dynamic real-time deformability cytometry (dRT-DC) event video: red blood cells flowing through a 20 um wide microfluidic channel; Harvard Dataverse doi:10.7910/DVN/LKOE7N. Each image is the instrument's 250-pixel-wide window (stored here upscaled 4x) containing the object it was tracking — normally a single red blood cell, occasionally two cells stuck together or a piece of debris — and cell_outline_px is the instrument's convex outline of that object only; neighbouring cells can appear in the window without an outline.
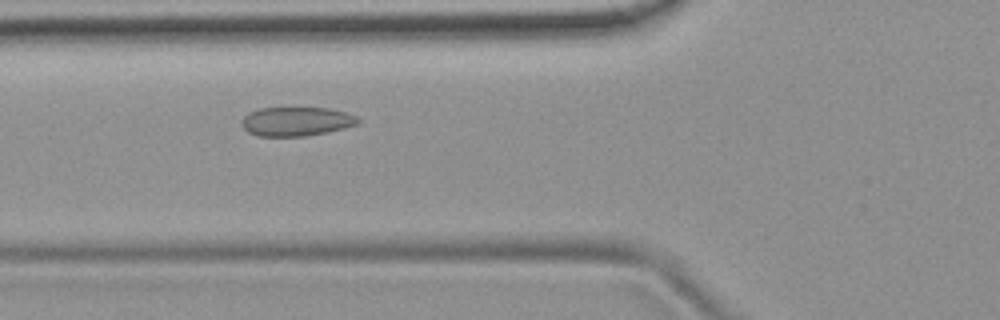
{"species": "common noctule bat (a hibernating species)", "species_latin": "Nyctalus noctula", "temperature_condition": "room temperature", "stored_images_in_passage": 47, "camera_frame_rate_fps": 3000, "um_per_image_px": 0.085, "animal": {"sex": "female", "body_mass_g": 19.9}, "frame": {"image": 1, "passage_image": 14, "time_ms": 4.333, "image_size_px": [1000, 320], "cell_outline_px": [[360, 124], [344, 128], [304, 136], [256, 136], [248, 132], [240, 124], [240, 120], [248, 112], [260, 108], [328, 108], [344, 112], [356, 116], [360, 120]], "centroid_in_image_um": [25.15, 10.32], "position_along_channel_um": 100.7, "area_um2": 19.71}}
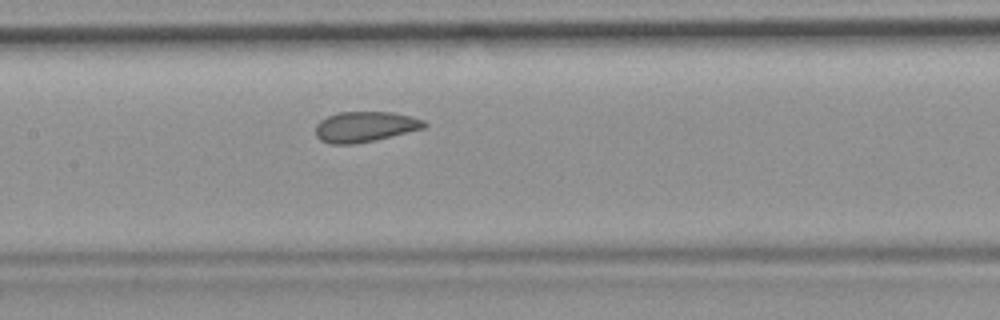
{"frame": {"image": 2, "passage_image": 20, "time_ms": 6.333, "image_size_px": [1000, 320], "cell_outline_px": [[428, 124], [424, 128], [376, 140], [352, 144], [332, 144], [320, 140], [316, 136], [316, 124], [320, 120], [336, 112], [392, 112], [412, 116], [424, 120]], "centroid_in_image_um": [31.03, 10.77], "position_along_channel_um": 176.4, "area_um2": 19.36}}
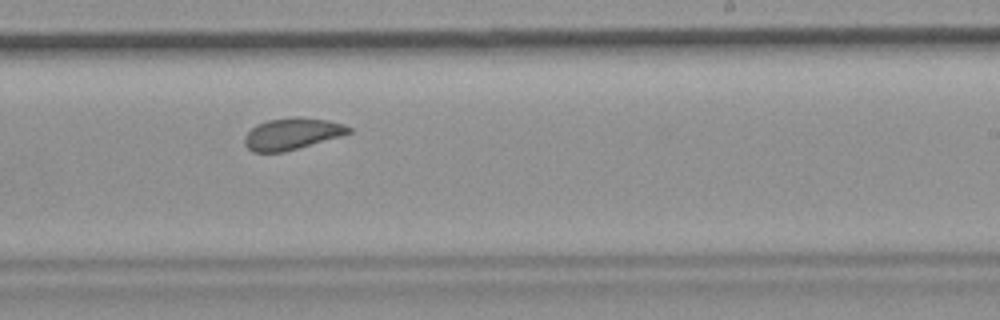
{"frame": {"image": 3, "passage_image": 27, "time_ms": 8.667, "image_size_px": [1000, 320], "cell_outline_px": [[352, 132], [340, 136], [284, 152], [252, 152], [244, 144], [244, 136], [256, 124], [268, 120], [292, 116], [296, 116], [328, 120], [344, 124], [352, 128]], "centroid_in_image_um": [24.81, 11.36], "position_along_channel_um": 264.2, "area_um2": 19.25}, "authors_computed_cell_mechanics": {"area_um2": 20.1144, "velocity_mm_per_s": 3.7801, "shape_relaxation_time_tau1_ms": null, "shape_relaxation_time_tau2_ms": 1.2706, "deformation_change_tau1": null, "deformation_change_tau2": 0.0581}}